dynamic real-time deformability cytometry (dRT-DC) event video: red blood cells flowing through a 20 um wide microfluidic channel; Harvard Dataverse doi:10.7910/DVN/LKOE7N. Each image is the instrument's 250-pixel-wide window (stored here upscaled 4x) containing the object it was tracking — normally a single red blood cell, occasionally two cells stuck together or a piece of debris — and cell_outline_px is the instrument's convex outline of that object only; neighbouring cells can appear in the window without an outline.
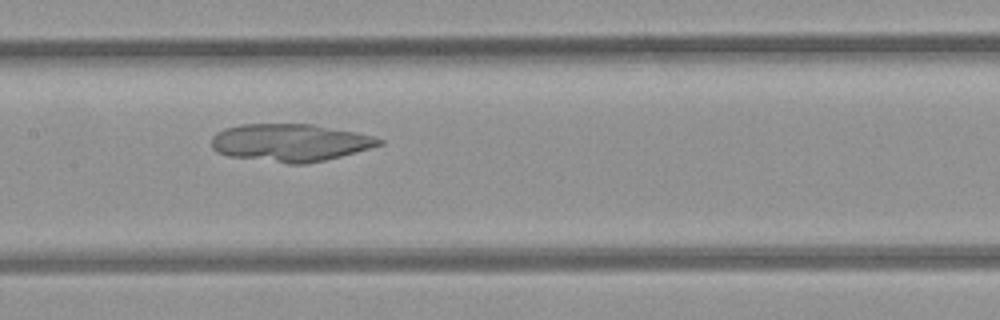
{"species": "common noctule bat (a hibernating species)", "species_latin": "Nyctalus noctula", "temperature_condition": "room temperature", "stored_images_in_passage": 9, "camera_frame_rate_fps": 3000, "um_per_image_px": 0.085, "animal": {"sex": "female", "body_mass_g": 21.9}, "frame": {"image": 1, "passage_image": 7, "time_ms": 7.0, "image_size_px": [1000, 320], "cell_outline_px": [[384, 144], [340, 156], [308, 164], [288, 164], [228, 156], [216, 152], [212, 148], [212, 136], [216, 132], [224, 128], [240, 124], [312, 124], [356, 132], [376, 136], [384, 140]], "centroid_in_image_um": [24.65, 12.12], "position_along_channel_um": 182.7, "area_um2": 36.93}}
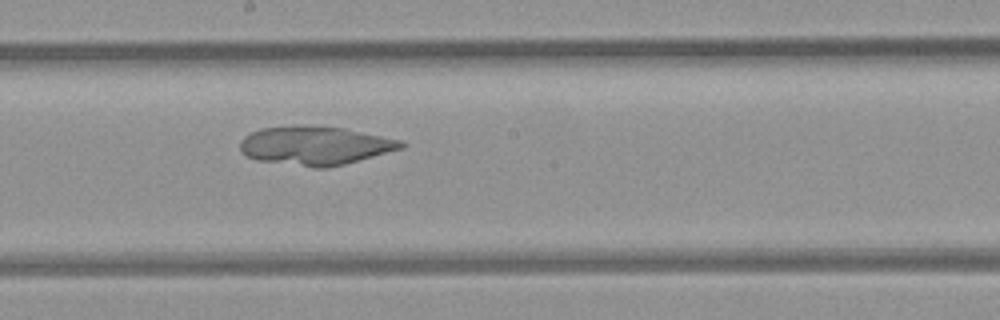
{"frame": {"image": 2, "passage_image": 8, "time_ms": 8.0, "image_size_px": [1000, 320], "cell_outline_px": [[408, 144], [404, 148], [344, 164], [324, 168], [316, 168], [256, 160], [248, 156], [240, 148], [240, 140], [244, 136], [260, 128], [296, 124], [304, 124], [344, 128], [404, 140]], "centroid_in_image_um": [26.82, 12.35], "position_along_channel_um": 221.4, "area_um2": 36.76}}